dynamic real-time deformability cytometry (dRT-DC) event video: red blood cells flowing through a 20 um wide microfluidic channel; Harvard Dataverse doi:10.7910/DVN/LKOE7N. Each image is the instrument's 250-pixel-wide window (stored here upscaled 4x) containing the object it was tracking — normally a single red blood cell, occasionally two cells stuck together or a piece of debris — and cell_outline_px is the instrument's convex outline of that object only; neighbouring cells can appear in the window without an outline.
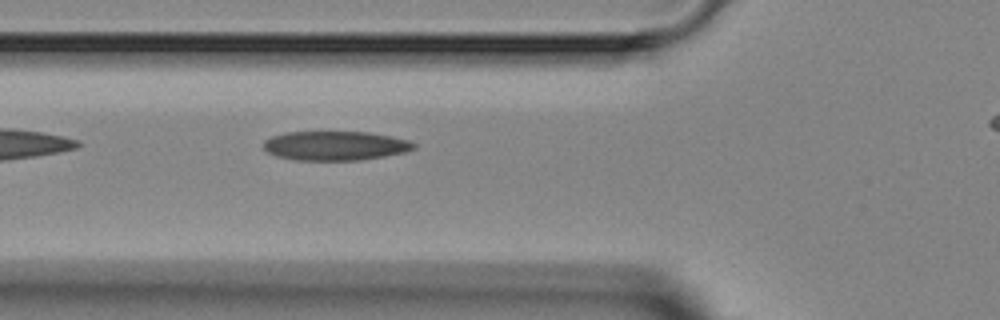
{"species": "Egyptian fruit bat (a non-hibernating species)", "species_latin": "Rousettus aegyptiacus", "temperature_condition": "room temperature", "stored_images_in_passage": 3, "segment_of_instrument_passage": [1, 2], "camera_frame_rate_fps": 3000, "um_per_image_px": 0.085, "animal": {"sex": "female"}, "frame": {"image": 1, "passage_image": 2, "time_ms": 1.333, "image_size_px": [1000, 320], "cell_outline_px": [[416, 148], [404, 152], [384, 156], [360, 160], [296, 160], [276, 156], [268, 152], [264, 148], [264, 140], [272, 136], [284, 132], [368, 132], [408, 140], [416, 144]], "centroid_in_image_um": [28.47, 12.39], "position_along_channel_um": 97.3, "area_um2": 25.49}}